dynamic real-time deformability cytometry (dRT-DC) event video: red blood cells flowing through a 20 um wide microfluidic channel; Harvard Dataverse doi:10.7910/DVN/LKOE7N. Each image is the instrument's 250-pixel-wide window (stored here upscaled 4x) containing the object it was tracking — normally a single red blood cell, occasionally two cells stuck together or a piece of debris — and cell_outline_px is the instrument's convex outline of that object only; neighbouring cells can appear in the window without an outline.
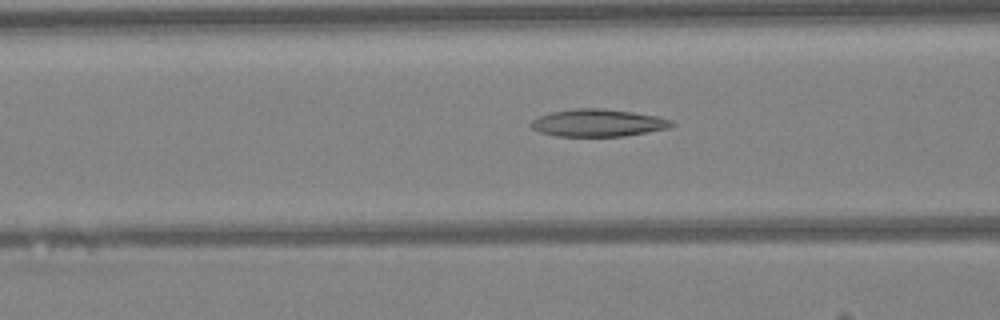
{"species": "Egyptian fruit bat (a non-hibernating species)", "species_latin": "Rousettus aegyptiacus", "temperature_condition": "warm", "stored_images_in_passage": 32, "camera_frame_rate_fps": 3000, "um_per_image_px": 0.085, "animal": {"sex": "female"}, "frame": {"image": 1, "passage_image": 12, "time_ms": 3.667, "image_size_px": [1000, 320], "cell_outline_px": [[676, 124], [668, 128], [648, 132], [624, 136], [556, 136], [540, 132], [532, 128], [532, 120], [540, 116], [552, 112], [576, 108], [604, 108], [632, 112], [656, 116], [672, 120]], "centroid_in_image_um": [50.86, 10.44], "position_along_channel_um": 115.7, "area_um2": 22.31}}
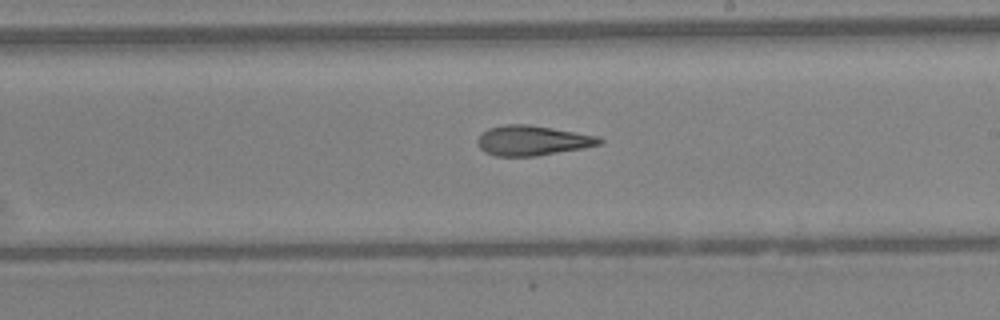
{"frame": {"image": 2, "passage_image": 21, "time_ms": 6.667, "image_size_px": [1000, 320], "cell_outline_px": [[604, 140], [600, 144], [584, 148], [536, 156], [496, 156], [484, 152], [480, 148], [476, 140], [488, 128], [504, 124], [528, 124], [552, 128], [596, 136]], "centroid_in_image_um": [45.23, 11.95], "position_along_channel_um": 243.8, "area_um2": 21.15}}
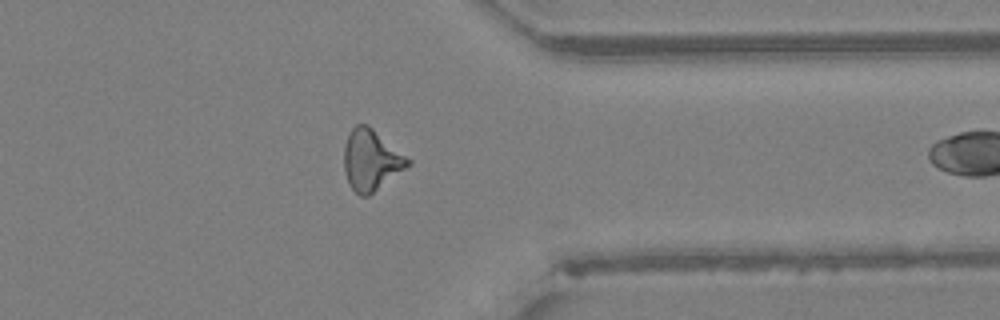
{"frame": {"image": 3, "passage_image": 31, "time_ms": 10.0, "image_size_px": [1000, 320], "cell_outline_px": [[412, 164], [368, 196], [360, 196], [352, 188], [348, 180], [344, 168], [344, 144], [352, 128], [356, 124], [368, 124], [412, 160]], "centroid_in_image_um": [31.56, 13.59], "position_along_channel_um": 379.8, "area_um2": 22.6}}